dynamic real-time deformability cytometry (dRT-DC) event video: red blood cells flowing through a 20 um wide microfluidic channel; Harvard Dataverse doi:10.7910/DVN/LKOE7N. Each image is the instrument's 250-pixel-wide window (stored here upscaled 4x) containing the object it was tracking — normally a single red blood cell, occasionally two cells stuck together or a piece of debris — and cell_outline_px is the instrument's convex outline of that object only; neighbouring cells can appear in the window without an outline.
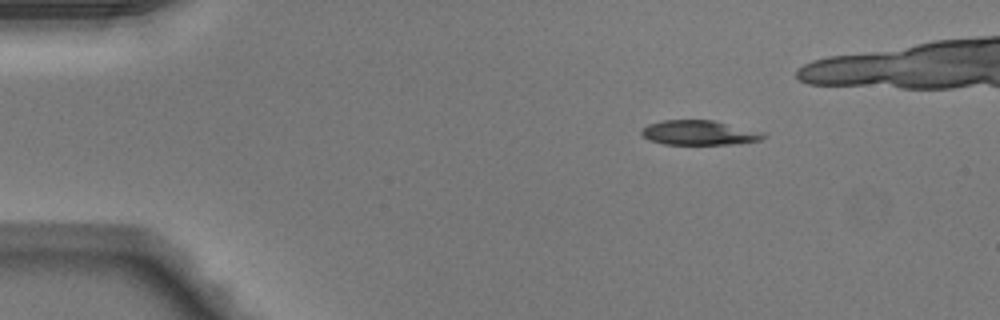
{"species": "Egyptian fruit bat (a non-hibernating species)", "species_latin": "Rousettus aegyptiacus", "temperature_condition": "warm", "stored_images_in_passage": 42, "camera_frame_rate_fps": 3000, "um_per_image_px": 0.085, "animal": {"sex": "male"}, "frame": {"image": 1, "passage_image": 7, "time_ms": 2.0, "image_size_px": [1000, 320], "cell_outline_px": [[768, 136], [760, 140], [732, 144], [664, 144], [652, 140], [644, 136], [640, 132], [640, 128], [648, 124], [664, 120], [712, 120], [764, 132]], "centroid_in_image_um": [59.44, 11.27], "position_along_channel_um": 25.6, "area_um2": 17.4}}
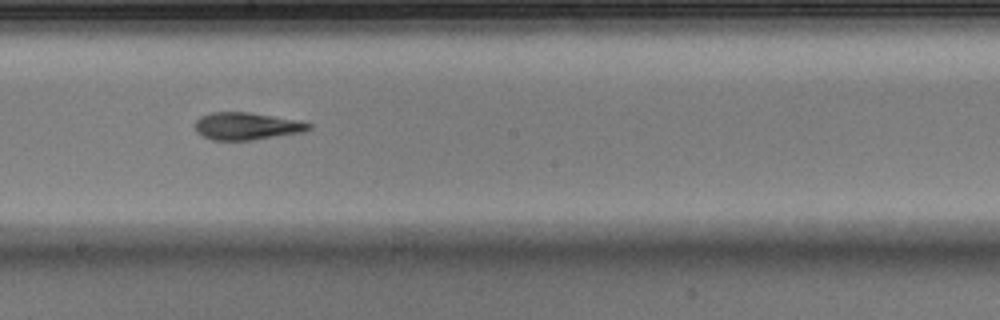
{"frame": {"image": 2, "passage_image": 27, "time_ms": 8.667, "image_size_px": [1000, 320], "cell_outline_px": [[312, 128], [300, 132], [252, 140], [212, 140], [196, 132], [196, 120], [200, 116], [208, 112], [248, 112], [272, 116], [312, 124]], "centroid_in_image_um": [20.89, 10.72], "position_along_channel_um": 227.3, "area_um2": 17.8}}
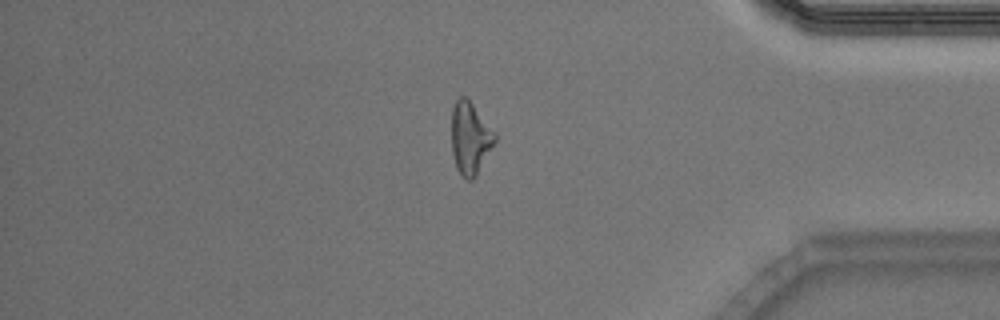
{"frame": {"image": 3, "passage_image": 41, "time_ms": 13.333, "image_size_px": [1000, 320], "cell_outline_px": [[496, 140], [476, 176], [472, 180], [464, 180], [460, 176], [456, 168], [452, 152], [452, 108], [456, 100], [460, 96], [464, 96], [472, 104], [496, 132]], "centroid_in_image_um": [39.96, 11.78], "position_along_channel_um": 395.2, "area_um2": 18.26}}